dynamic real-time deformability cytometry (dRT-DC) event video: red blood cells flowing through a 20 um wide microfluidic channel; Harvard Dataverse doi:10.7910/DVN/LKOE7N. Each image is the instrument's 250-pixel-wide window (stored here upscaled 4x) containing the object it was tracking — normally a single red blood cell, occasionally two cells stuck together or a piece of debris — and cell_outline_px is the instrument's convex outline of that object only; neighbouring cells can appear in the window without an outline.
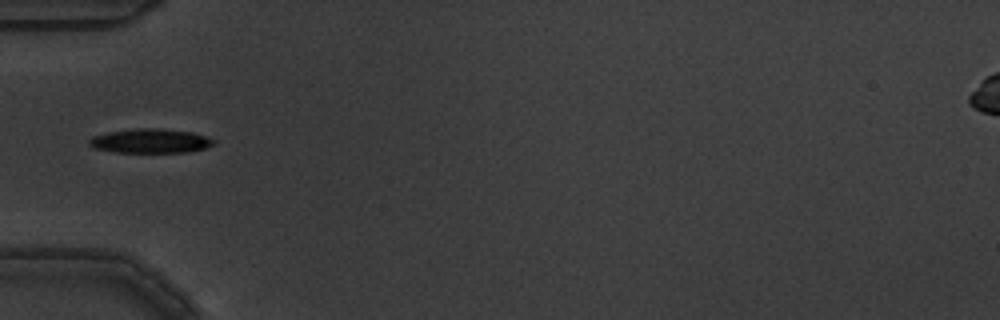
{"species": "common noctule bat (a hibernating species)", "species_latin": "Nyctalus noctula", "temperature_condition": "warm", "stored_images_in_passage": 1, "camera_frame_rate_fps": 3000, "um_per_image_px": 0.085, "animal": {"sex": "male", "body_mass_g": 19.5, "forearm_length_mm": 54.6}, "frame": {"image": 1, "passage_image": 1, "time_ms": 0.0, "image_size_px": [1000, 320], "cell_outline_px": [[216, 144], [204, 148], [188, 152], [116, 152], [92, 148], [88, 144], [88, 140], [92, 136], [108, 132], [140, 128], [160, 128], [192, 132], [216, 140]], "centroid_in_image_um": [12.77, 11.98], "position_along_channel_um": 72.2, "area_um2": 17.63}}